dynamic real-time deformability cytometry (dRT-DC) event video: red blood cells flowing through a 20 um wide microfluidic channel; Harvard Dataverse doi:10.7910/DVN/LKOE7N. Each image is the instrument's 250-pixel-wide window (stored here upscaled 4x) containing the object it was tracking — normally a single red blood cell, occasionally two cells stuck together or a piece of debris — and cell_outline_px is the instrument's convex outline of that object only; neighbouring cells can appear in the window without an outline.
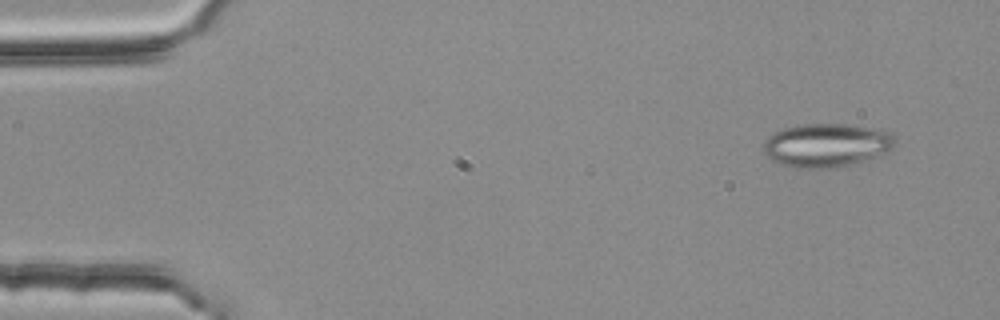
{"species": "common noctule bat (a hibernating species)", "species_latin": "Nyctalus noctula", "temperature_condition": "room temperature", "stored_images_in_passage": 3, "camera_frame_rate_fps": 3000, "um_per_image_px": 0.085, "animal": {"sex": "female", "body_mass_g": 25.1}, "frame": {"image": 1, "passage_image": 1, "time_ms": 0.0, "image_size_px": [1000, 320], "cell_outline_px": [[892, 148], [888, 152], [848, 164], [828, 168], [796, 168], [780, 164], [772, 160], [764, 152], [764, 140], [776, 132], [784, 128], [800, 124], [844, 124], [872, 128], [888, 132], [892, 136]], "centroid_in_image_um": [70.18, 12.34], "position_along_channel_um": 14.8, "area_um2": 32.71}}